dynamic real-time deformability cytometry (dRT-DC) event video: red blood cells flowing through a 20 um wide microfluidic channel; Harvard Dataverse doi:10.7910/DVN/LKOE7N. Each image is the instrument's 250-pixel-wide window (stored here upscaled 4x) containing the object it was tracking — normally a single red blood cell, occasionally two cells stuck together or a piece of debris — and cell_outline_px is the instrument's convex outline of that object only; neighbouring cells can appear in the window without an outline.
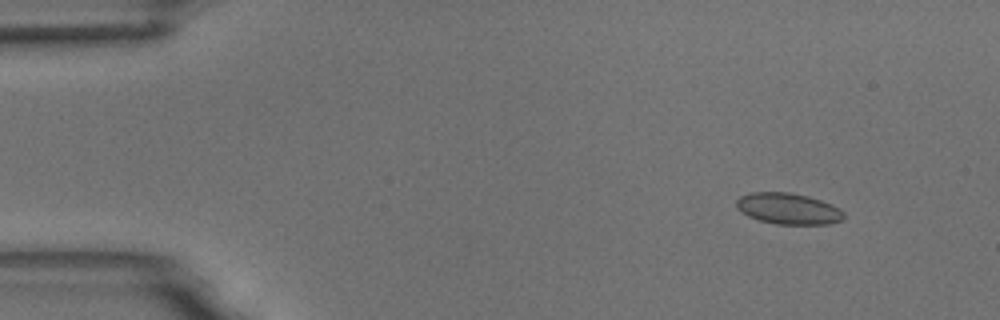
{"species": "common noctule bat (a hibernating species)", "species_latin": "Nyctalus noctula", "temperature_condition": "room temperature", "stored_images_in_passage": 6, "camera_frame_rate_fps": 3000, "um_per_image_px": 0.085, "animal": {"sex": "male", "body_mass_g": 18.8}, "frame": {"image": 1, "passage_image": 2, "time_ms": 1.0, "image_size_px": [1000, 320], "cell_outline_px": [[844, 216], [840, 220], [828, 224], [776, 224], [760, 220], [748, 216], [740, 212], [736, 208], [736, 200], [740, 196], [748, 192], [788, 192], [808, 196], [832, 204], [840, 208], [844, 212]], "centroid_in_image_um": [66.97, 17.73], "position_along_channel_um": 18.0, "area_um2": 19.59}}
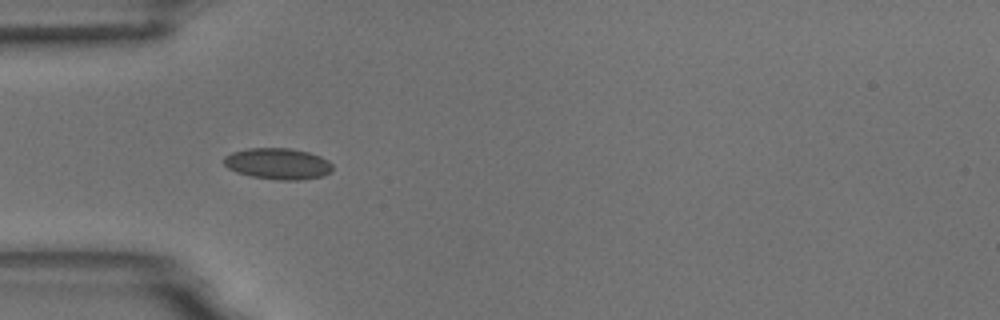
{"frame": {"image": 2, "passage_image": 5, "time_ms": 4.667, "image_size_px": [1000, 320], "cell_outline_px": [[332, 172], [324, 176], [300, 180], [280, 180], [252, 176], [236, 172], [228, 168], [224, 164], [224, 156], [232, 152], [248, 148], [288, 148], [308, 152], [320, 156], [328, 160], [332, 164]], "centroid_in_image_um": [23.64, 13.92], "position_along_channel_um": 61.4, "area_um2": 19.83}}
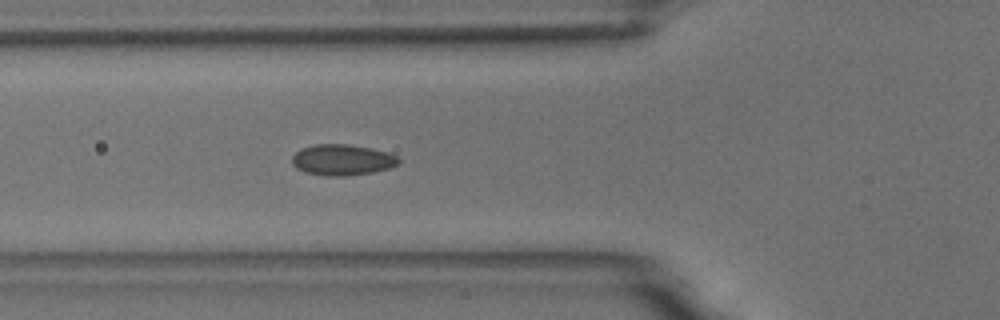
{"frame": {"image": 3, "passage_image": 6, "time_ms": 5.667, "image_size_px": [1000, 320], "cell_outline_px": [[400, 164], [392, 168], [372, 172], [344, 176], [328, 176], [304, 172], [296, 168], [292, 164], [292, 156], [300, 148], [312, 144], [348, 144], [372, 148], [388, 152], [396, 156], [400, 160]], "centroid_in_image_um": [29.09, 13.58], "position_along_channel_um": 96.7, "area_um2": 19.48}}